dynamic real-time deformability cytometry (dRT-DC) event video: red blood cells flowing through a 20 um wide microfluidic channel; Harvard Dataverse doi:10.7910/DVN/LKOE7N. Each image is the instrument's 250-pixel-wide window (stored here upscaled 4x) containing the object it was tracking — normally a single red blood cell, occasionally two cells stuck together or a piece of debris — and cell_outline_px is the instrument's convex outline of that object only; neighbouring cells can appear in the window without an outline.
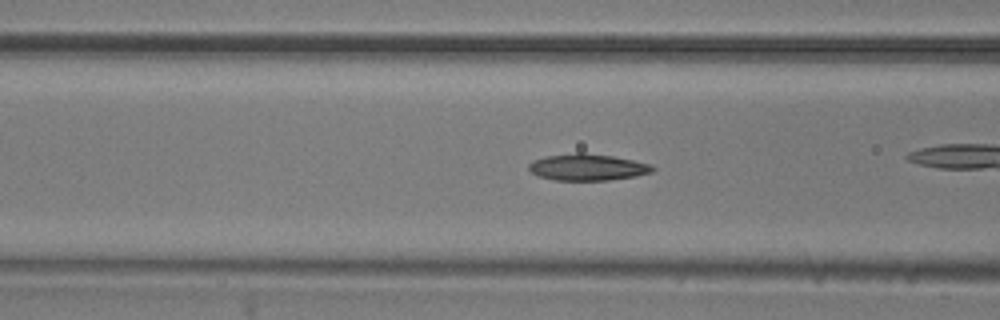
{"species": "common noctule bat (a hibernating species)", "species_latin": "Nyctalus noctula", "temperature_condition": "room temperature", "stored_images_in_passage": 26, "camera_frame_rate_fps": 3000, "um_per_image_px": 0.085, "animal": {"sex": "male", "body_mass_g": 20.5, "forearm_length_mm": 52.5}, "frame": {"image": 1, "passage_image": 6, "time_ms": 1.667, "image_size_px": [1000, 320], "cell_outline_px": [[656, 168], [652, 172], [636, 176], [608, 180], [556, 180], [540, 176], [532, 172], [528, 168], [528, 164], [532, 160], [544, 156], [576, 152], [584, 152], [612, 156], [632, 160], [648, 164]], "centroid_in_image_um": [49.91, 14.2], "position_along_channel_um": 116.7, "area_um2": 19.13}}
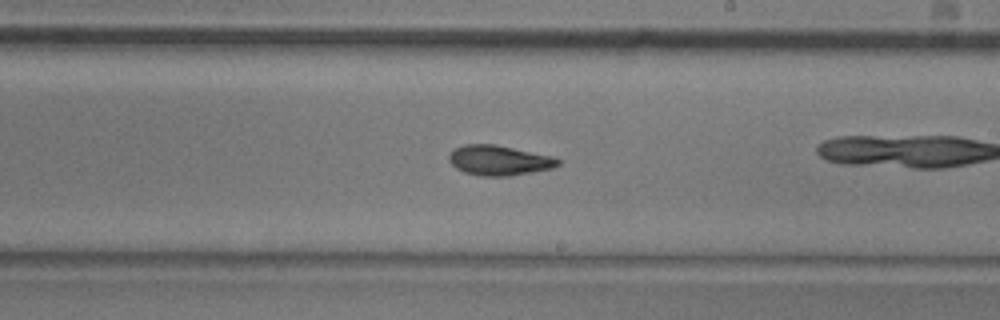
{"frame": {"image": 2, "passage_image": 16, "time_ms": 5.0, "image_size_px": [1000, 320], "cell_outline_px": [[560, 164], [552, 168], [532, 172], [508, 176], [480, 176], [464, 172], [456, 168], [448, 160], [448, 156], [456, 148], [464, 144], [496, 144], [552, 156], [560, 160]], "centroid_in_image_um": [42.41, 13.63], "position_along_channel_um": 246.6, "area_um2": 19.02}}
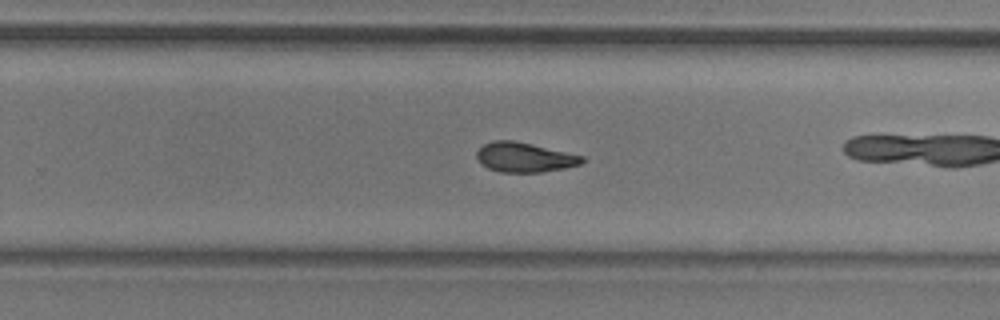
{"frame": {"image": 3, "passage_image": 19, "time_ms": 6.0, "image_size_px": [1000, 320], "cell_outline_px": [[584, 160], [580, 164], [564, 168], [540, 172], [500, 172], [488, 168], [480, 164], [476, 156], [476, 152], [484, 144], [492, 140], [516, 140], [584, 156]], "centroid_in_image_um": [44.55, 13.36], "position_along_channel_um": 285.3, "area_um2": 18.26}}